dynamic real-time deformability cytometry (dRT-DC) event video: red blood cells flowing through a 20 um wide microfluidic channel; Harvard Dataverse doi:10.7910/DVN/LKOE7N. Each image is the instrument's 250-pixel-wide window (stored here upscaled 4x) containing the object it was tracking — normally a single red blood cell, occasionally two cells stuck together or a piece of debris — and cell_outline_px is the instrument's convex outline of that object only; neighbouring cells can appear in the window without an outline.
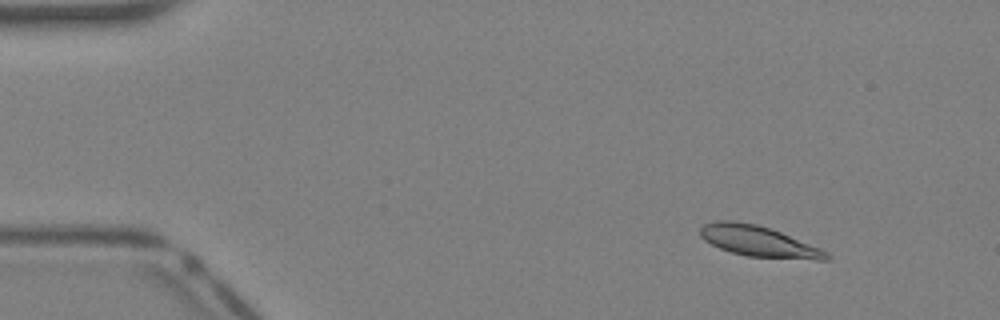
{"species": "Egyptian fruit bat (a non-hibernating species)", "species_latin": "Rousettus aegyptiacus", "temperature_condition": "warm", "stored_images_in_passage": 36, "camera_frame_rate_fps": 3000, "um_per_image_px": 0.085, "animal": {"sex": "female"}, "frame": {"image": 1, "passage_image": 1, "time_ms": 0.0, "image_size_px": [1000, 320], "cell_outline_px": [[832, 256], [828, 260], [816, 260], [748, 256], [732, 252], [720, 248], [704, 240], [700, 236], [700, 228], [704, 224], [716, 220], [736, 220], [756, 224], [780, 232], [820, 248], [828, 252]], "centroid_in_image_um": [64.48, 20.51], "position_along_channel_um": 20.5, "area_um2": 22.54}}
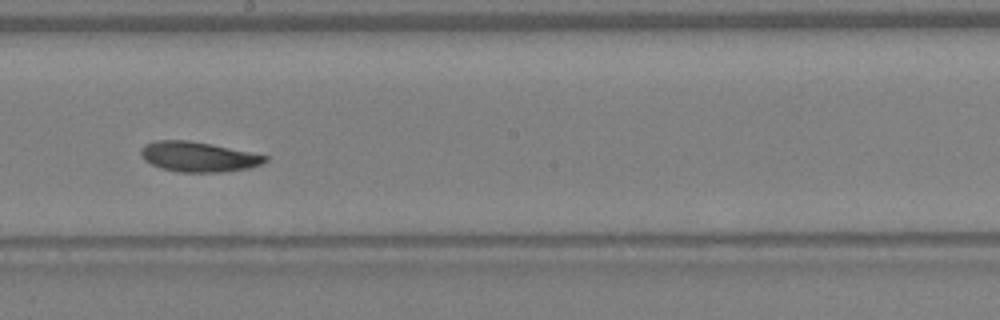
{"frame": {"image": 2, "passage_image": 19, "time_ms": 6.0, "image_size_px": [1000, 320], "cell_outline_px": [[268, 160], [260, 164], [248, 168], [220, 172], [180, 172], [160, 168], [144, 160], [140, 152], [140, 148], [144, 144], [156, 140], [188, 140], [212, 144], [268, 156]], "centroid_in_image_um": [16.81, 13.32], "position_along_channel_um": 231.4, "area_um2": 21.68}}
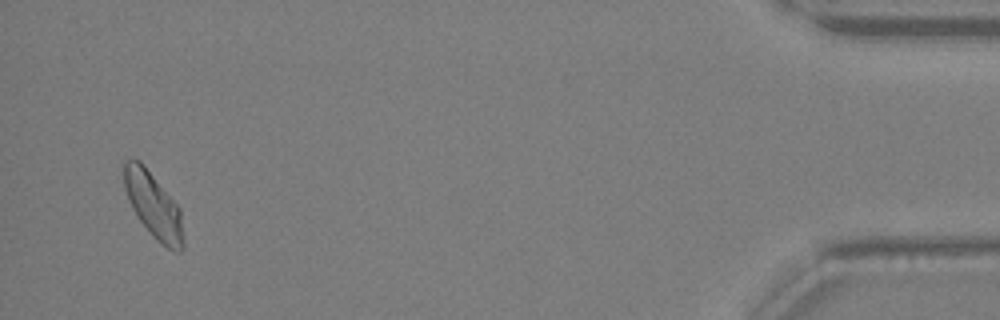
{"frame": {"image": 3, "passage_image": 35, "time_ms": 11.333, "image_size_px": [1000, 320], "cell_outline_px": [[184, 248], [180, 252], [176, 252], [168, 248], [156, 240], [152, 236], [136, 216], [128, 200], [124, 188], [124, 160], [132, 156], [140, 160], [180, 208], [184, 244]], "centroid_in_image_um": [13.02, 17.44], "position_along_channel_um": 422.2, "area_um2": 22.77}}